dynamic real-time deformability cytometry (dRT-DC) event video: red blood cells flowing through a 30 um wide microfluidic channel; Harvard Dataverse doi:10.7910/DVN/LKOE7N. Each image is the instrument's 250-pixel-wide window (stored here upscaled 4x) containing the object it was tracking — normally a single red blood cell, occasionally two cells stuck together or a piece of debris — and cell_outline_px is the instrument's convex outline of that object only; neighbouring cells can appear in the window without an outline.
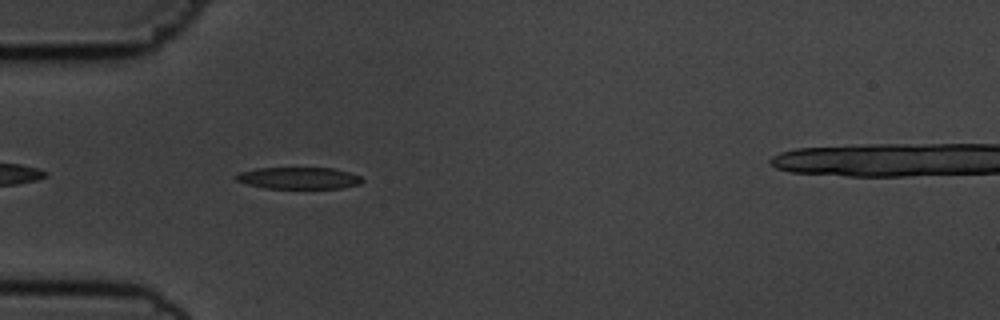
{"species": "common noctule bat (a hibernating species)", "species_latin": "Nyctalus noctula", "temperature_condition": "cold", "stored_images_in_passage": 41, "camera_frame_rate_fps": 3000, "um_per_image_px": 0.085, "animal": {"sex": "male", "body_mass_g": 19.5, "forearm_length_mm": 54.6}, "frame": {"image": 1, "passage_image": 3, "time_ms": 0.667, "image_size_px": [1000, 320], "cell_outline_px": [[364, 180], [360, 184], [340, 188], [264, 188], [248, 184], [236, 180], [232, 176], [240, 172], [256, 168], [332, 168], [348, 172], [360, 176]], "centroid_in_image_um": [25.37, 15.13], "position_along_channel_um": 59.6, "area_um2": 15.95}}
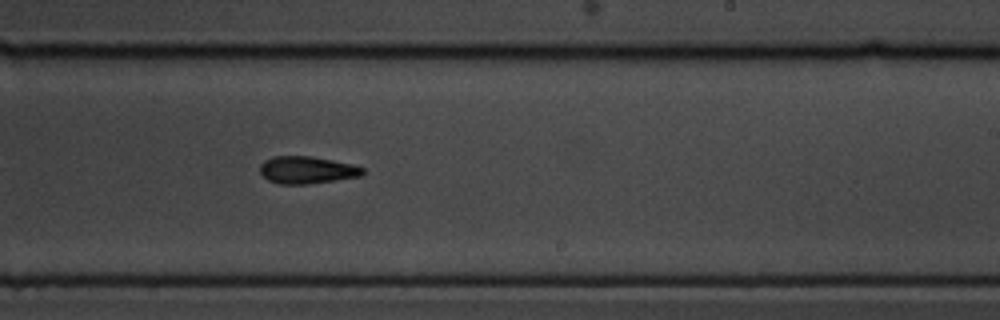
{"frame": {"image": 2, "passage_image": 20, "time_ms": 6.333, "image_size_px": [1000, 320], "cell_outline_px": [[364, 172], [360, 176], [336, 180], [308, 184], [280, 184], [268, 180], [260, 172], [260, 164], [264, 160], [272, 156], [312, 156], [352, 164], [364, 168]], "centroid_in_image_um": [26.07, 14.44], "position_along_channel_um": 262.9, "area_um2": 16.36}}
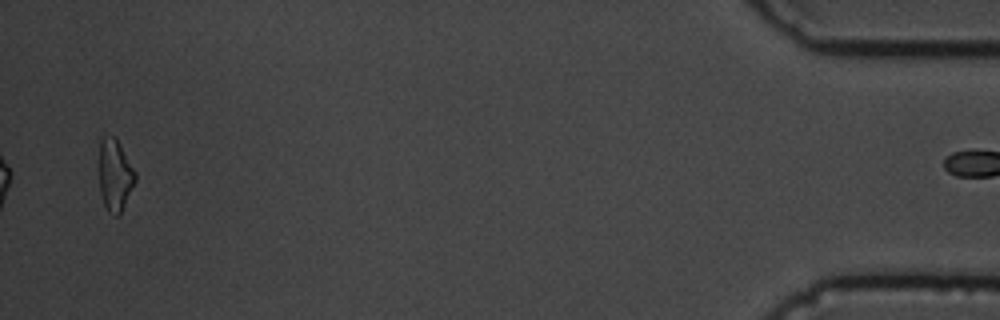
{"frame": {"image": 3, "passage_image": 40, "time_ms": 13.0, "image_size_px": [1000, 320], "cell_outline_px": [[136, 180], [120, 212], [116, 216], [108, 212], [104, 204], [100, 192], [100, 140], [104, 136], [116, 136], [136, 172]], "centroid_in_image_um": [9.78, 14.84], "position_along_channel_um": 425.4, "area_um2": 14.91}}